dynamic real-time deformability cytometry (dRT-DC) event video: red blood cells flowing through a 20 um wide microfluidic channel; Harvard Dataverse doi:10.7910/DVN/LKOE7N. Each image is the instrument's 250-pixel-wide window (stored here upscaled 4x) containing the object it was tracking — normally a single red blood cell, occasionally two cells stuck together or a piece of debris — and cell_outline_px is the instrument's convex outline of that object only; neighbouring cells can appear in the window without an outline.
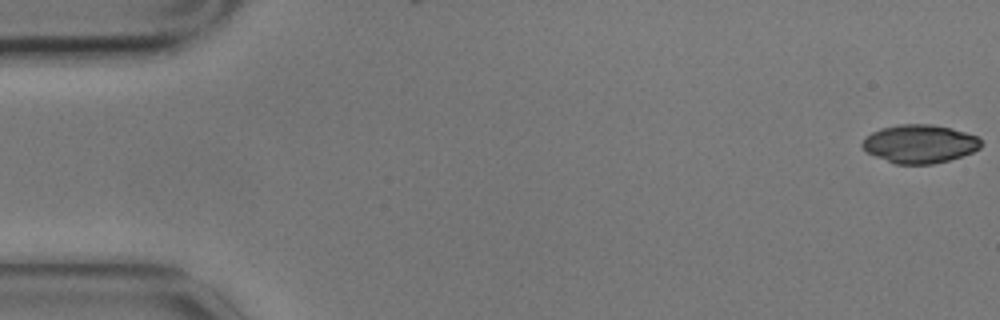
{"species": "common noctule bat (a hibernating species)", "species_latin": "Nyctalus noctula", "temperature_condition": "cold", "stored_images_in_passage": 58, "camera_frame_rate_fps": 3000, "um_per_image_px": 0.085, "animal": {"sex": "male", "body_mass_g": 17.9}, "frame": {"image": 1, "passage_image": 1, "time_ms": 0.0, "image_size_px": [1000, 320], "cell_outline_px": [[980, 148], [972, 152], [948, 160], [932, 164], [896, 164], [876, 156], [868, 152], [860, 144], [872, 132], [880, 128], [896, 124], [932, 124], [952, 128], [976, 136], [980, 140]], "centroid_in_image_um": [78.16, 12.21], "position_along_channel_um": 6.8, "area_um2": 26.3}}
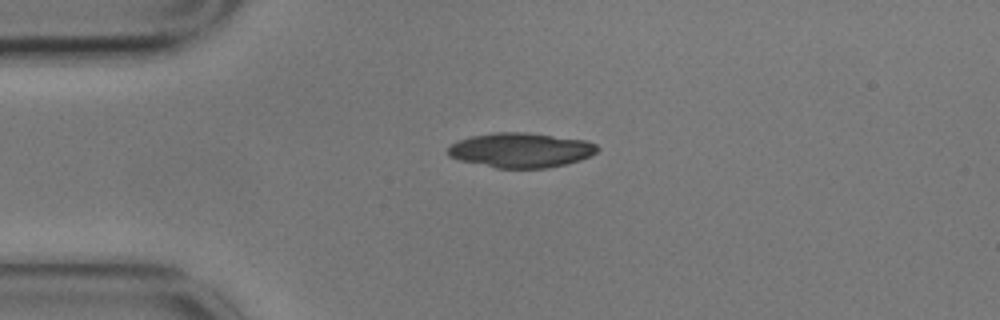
{"frame": {"image": 2, "passage_image": 14, "time_ms": 4.333, "image_size_px": [1000, 320], "cell_outline_px": [[600, 148], [596, 152], [580, 160], [548, 168], [496, 168], [460, 160], [448, 156], [448, 148], [456, 140], [472, 136], [492, 132], [528, 132], [588, 140], [596, 144]], "centroid_in_image_um": [44.27, 12.75], "position_along_channel_um": 40.7, "area_um2": 30.4}}